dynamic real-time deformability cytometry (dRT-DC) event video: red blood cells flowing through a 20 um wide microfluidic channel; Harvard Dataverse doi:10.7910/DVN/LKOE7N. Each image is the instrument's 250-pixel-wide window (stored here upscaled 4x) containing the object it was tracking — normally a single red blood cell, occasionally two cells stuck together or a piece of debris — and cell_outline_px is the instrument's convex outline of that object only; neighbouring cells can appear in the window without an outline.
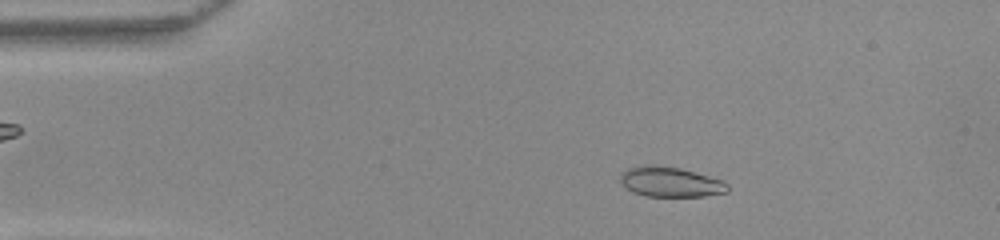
{"species": "common noctule bat (a hibernating species)", "species_latin": "Nyctalus noctula", "temperature_condition": "warm", "stored_images_in_passage": 50, "camera_frame_rate_fps": 3000, "um_per_image_px": 0.085, "animal": {"sex": "female", "body_mass_g": 22.0, "forearm_length_mm": 56.7}, "frame": {"image": 1, "passage_image": 8, "time_ms": 2.333, "image_size_px": [1000, 240], "cell_outline_px": [[728, 192], [704, 196], [644, 196], [632, 192], [620, 180], [620, 172], [628, 168], [644, 164], [656, 164], [680, 168], [724, 180], [728, 184]], "centroid_in_image_um": [56.98, 15.45], "position_along_channel_um": 28.0, "area_um2": 18.96}}
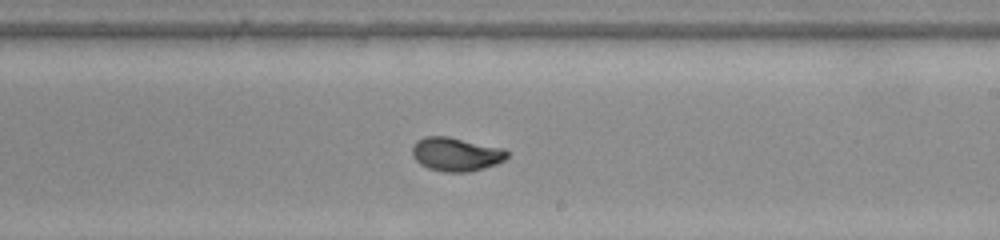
{"frame": {"image": 2, "passage_image": 29, "time_ms": 9.333, "image_size_px": [1000, 240], "cell_outline_px": [[508, 156], [504, 160], [496, 164], [484, 168], [468, 172], [444, 172], [428, 168], [420, 164], [412, 156], [412, 148], [416, 140], [424, 136], [448, 136], [504, 148], [508, 152]], "centroid_in_image_um": [38.75, 13.1], "position_along_channel_um": 250.2, "area_um2": 18.79}}
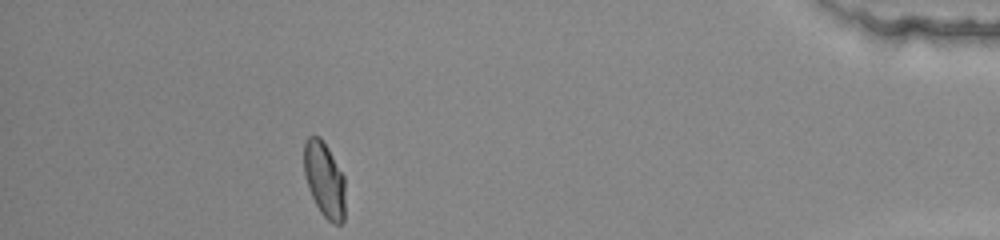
{"frame": {"image": 3, "passage_image": 45, "time_ms": 14.667, "image_size_px": [1000, 240], "cell_outline_px": [[344, 220], [340, 224], [332, 224], [320, 212], [308, 188], [304, 172], [304, 144], [308, 136], [320, 136], [328, 148], [344, 176]], "centroid_in_image_um": [27.57, 15.27], "position_along_channel_um": 407.6, "area_um2": 18.03}, "authors_computed_cell_mechanics": {"area_um2": 18.785, "velocity_mm_per_s": 4.0079, "shape_relaxation_time_tau1_ms": 5.8557, "shape_relaxation_time_tau2_ms": null, "deformation_change_tau1": 0.2155, "deformation_change_tau2": null}}